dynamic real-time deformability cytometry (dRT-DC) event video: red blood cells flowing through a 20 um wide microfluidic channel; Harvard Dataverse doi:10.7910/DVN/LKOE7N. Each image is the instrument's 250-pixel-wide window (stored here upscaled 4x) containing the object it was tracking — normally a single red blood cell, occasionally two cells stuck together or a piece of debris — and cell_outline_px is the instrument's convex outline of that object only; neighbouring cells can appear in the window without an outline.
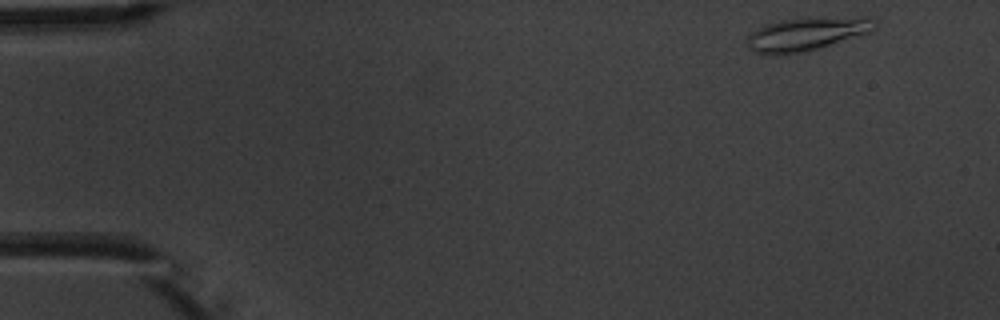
{"species": "common noctule bat (a hibernating species)", "species_latin": "Nyctalus noctula", "temperature_condition": "warm", "stored_images_in_passage": 5, "camera_frame_rate_fps": 3000, "um_per_image_px": 0.085, "animal": {"sex": "male", "body_mass_g": 20.1, "forearm_length_mm": 53.5}, "frame": {"image": 1, "passage_image": 1, "time_ms": 0.0, "image_size_px": [1000, 320], "cell_outline_px": [[876, 28], [868, 32], [816, 48], [800, 52], [756, 52], [748, 48], [748, 36], [752, 32], [776, 20], [860, 16], [868, 16], [876, 20]], "centroid_in_image_um": [68.63, 2.83], "position_along_channel_um": 16.4, "area_um2": 23.58}}